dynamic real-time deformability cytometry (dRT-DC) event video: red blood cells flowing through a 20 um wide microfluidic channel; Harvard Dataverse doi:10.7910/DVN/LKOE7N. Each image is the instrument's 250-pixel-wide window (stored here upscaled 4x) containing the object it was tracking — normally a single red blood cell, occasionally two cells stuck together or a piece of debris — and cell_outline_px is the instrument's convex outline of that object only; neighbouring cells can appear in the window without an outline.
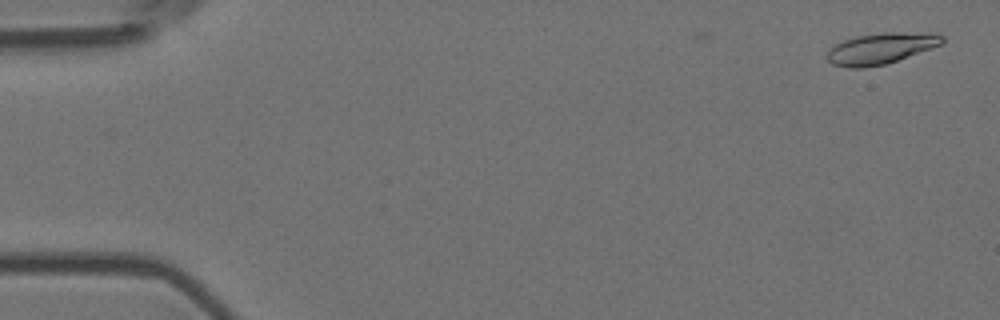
{"species": "Egyptian fruit bat (a non-hibernating species)", "species_latin": "Rousettus aegyptiacus", "temperature_condition": "room temperature", "stored_images_in_passage": 4, "camera_frame_rate_fps": 3000, "um_per_image_px": 0.085, "animal": {"sex": "female"}, "frame": {"image": 1, "passage_image": 4, "time_ms": 1.0, "image_size_px": [1000, 320], "cell_outline_px": [[944, 40], [940, 44], [932, 48], [884, 64], [864, 68], [848, 68], [832, 64], [828, 60], [828, 52], [836, 44], [844, 40], [856, 36], [884, 32], [936, 32], [944, 36]], "centroid_in_image_um": [74.91, 4.1], "position_along_channel_um": 10.1, "area_um2": 20.75}}